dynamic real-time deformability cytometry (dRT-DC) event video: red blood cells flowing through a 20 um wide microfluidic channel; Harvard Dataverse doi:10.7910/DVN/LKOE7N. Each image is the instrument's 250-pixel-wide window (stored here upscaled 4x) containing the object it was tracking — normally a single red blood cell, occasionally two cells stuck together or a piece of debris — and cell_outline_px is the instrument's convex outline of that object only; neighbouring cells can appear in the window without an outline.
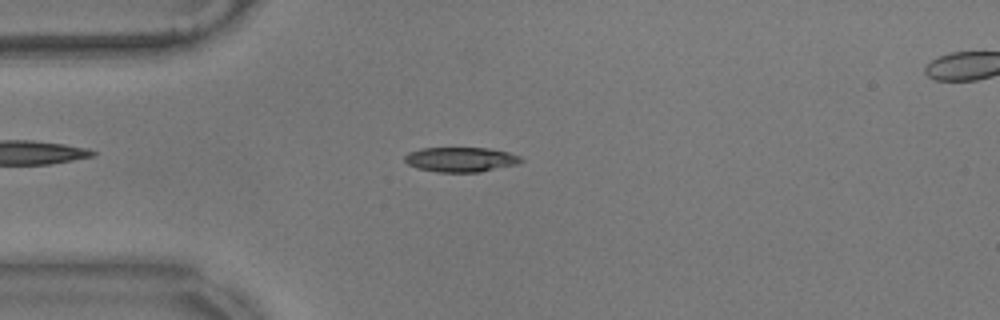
{"species": "common noctule bat (a hibernating species)", "species_latin": "Nyctalus noctula", "temperature_condition": "warm", "stored_images_in_passage": 43, "camera_frame_rate_fps": 3000, "um_per_image_px": 0.085, "animal": {"sex": "male", "body_mass_g": 17.9}, "frame": {"image": 1, "passage_image": 1, "time_ms": 0.0, "image_size_px": [1000, 320], "cell_outline_px": [[524, 160], [516, 164], [480, 172], [436, 172], [416, 168], [408, 164], [404, 160], [404, 156], [408, 152], [420, 148], [488, 148], [508, 152], [520, 156]], "centroid_in_image_um": [39.13, 13.56], "position_along_channel_um": 45.9, "area_um2": 16.82}}
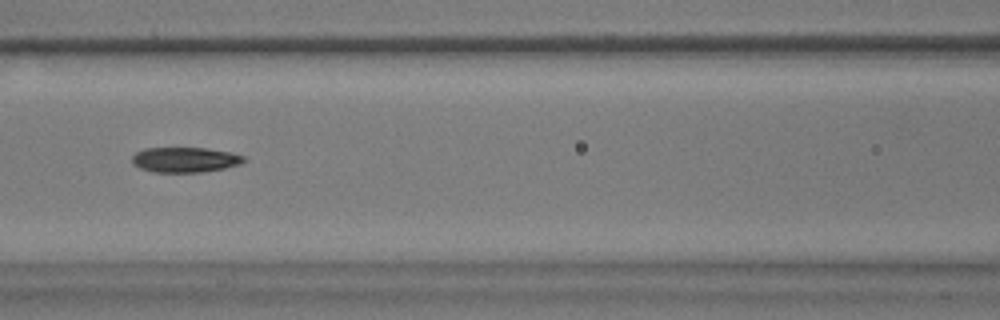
{"frame": {"image": 2, "passage_image": 11, "time_ms": 3.333, "image_size_px": [1000, 320], "cell_outline_px": [[248, 160], [244, 164], [224, 168], [200, 172], [152, 172], [140, 168], [132, 164], [132, 156], [136, 152], [144, 148], [208, 148], [232, 152], [244, 156]], "centroid_in_image_um": [15.77, 13.57], "position_along_channel_um": 150.8, "area_um2": 16.65}}
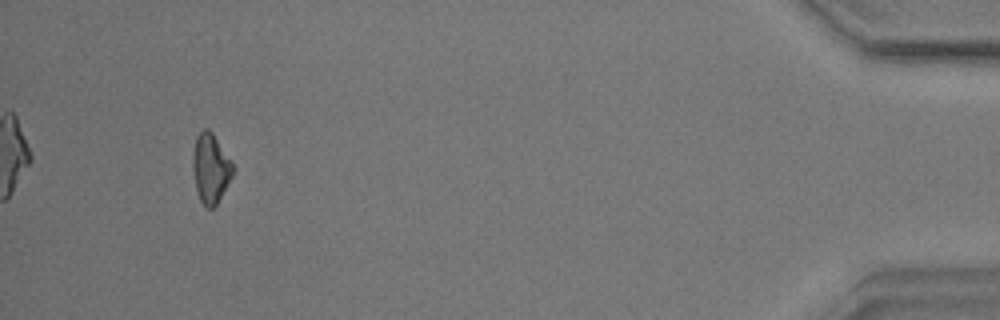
{"frame": {"image": 3, "passage_image": 40, "time_ms": 13.0, "image_size_px": [1000, 320], "cell_outline_px": [[236, 168], [232, 176], [216, 204], [212, 208], [208, 208], [200, 200], [196, 188], [192, 168], [192, 152], [196, 136], [204, 128], [208, 128], [212, 132]], "centroid_in_image_um": [17.89, 14.27], "position_along_channel_um": 417.3, "area_um2": 16.18}, "authors_computed_cell_mechanics": {"area_um2": 16.473, "velocity_mm_per_s": 3.5285, "shape_relaxation_time_tau1_ms": 7.4381, "shape_relaxation_time_tau2_ms": null, "deformation_change_tau1": 0.1904, "deformation_change_tau2": null}}